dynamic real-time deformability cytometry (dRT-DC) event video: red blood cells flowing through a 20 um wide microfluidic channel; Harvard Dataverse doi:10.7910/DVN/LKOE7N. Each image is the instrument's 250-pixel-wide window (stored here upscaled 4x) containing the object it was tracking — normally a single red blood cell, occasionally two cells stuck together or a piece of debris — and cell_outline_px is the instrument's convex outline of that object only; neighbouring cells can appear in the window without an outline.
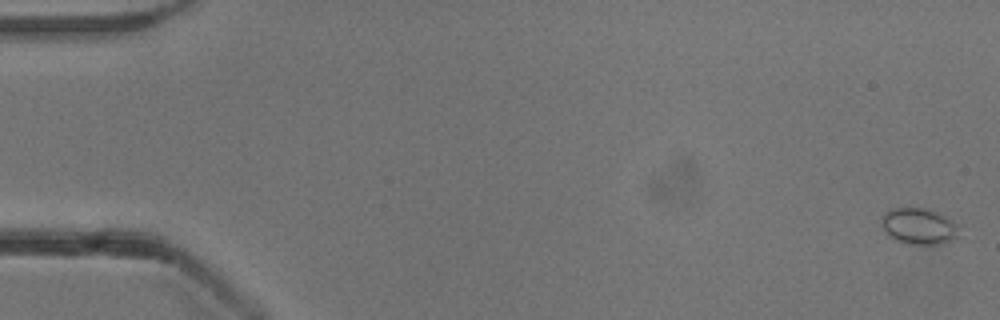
{"species": "common noctule bat (a hibernating species)", "species_latin": "Nyctalus noctula", "temperature_condition": "cold", "stored_images_in_passage": 17, "camera_frame_rate_fps": 3000, "um_per_image_px": 0.085, "animal": {"sex": "male", "body_mass_g": 13.3}, "frame": {"image": 1, "passage_image": 2, "time_ms": 0.333, "image_size_px": [1000, 320], "cell_outline_px": [[960, 224], [956, 236], [940, 244], [908, 244], [896, 240], [884, 228], [884, 216], [892, 208], [924, 208], [936, 212]], "centroid_in_image_um": [78.16, 19.23], "position_along_channel_um": 6.8, "area_um2": 15.72}}
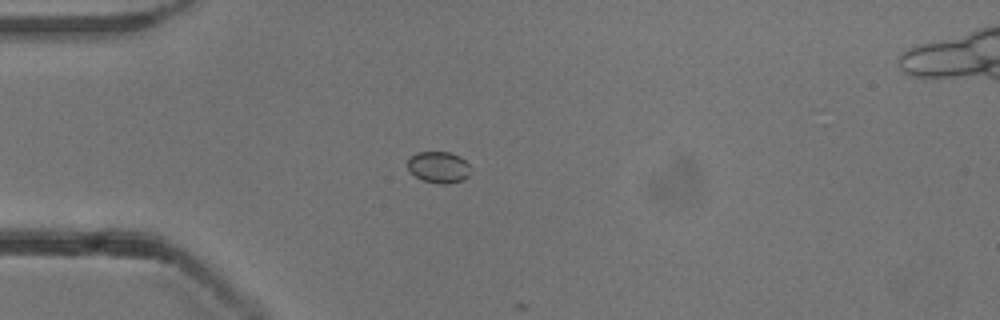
{"frame": {"image": 2, "passage_image": 16, "time_ms": 5.0, "image_size_px": [1000, 320], "cell_outline_px": [[468, 176], [464, 180], [448, 184], [440, 184], [424, 180], [408, 172], [408, 160], [416, 152], [452, 152], [460, 156], [468, 164]], "centroid_in_image_um": [37.27, 14.21], "position_along_channel_um": 47.7, "area_um2": 11.5}}